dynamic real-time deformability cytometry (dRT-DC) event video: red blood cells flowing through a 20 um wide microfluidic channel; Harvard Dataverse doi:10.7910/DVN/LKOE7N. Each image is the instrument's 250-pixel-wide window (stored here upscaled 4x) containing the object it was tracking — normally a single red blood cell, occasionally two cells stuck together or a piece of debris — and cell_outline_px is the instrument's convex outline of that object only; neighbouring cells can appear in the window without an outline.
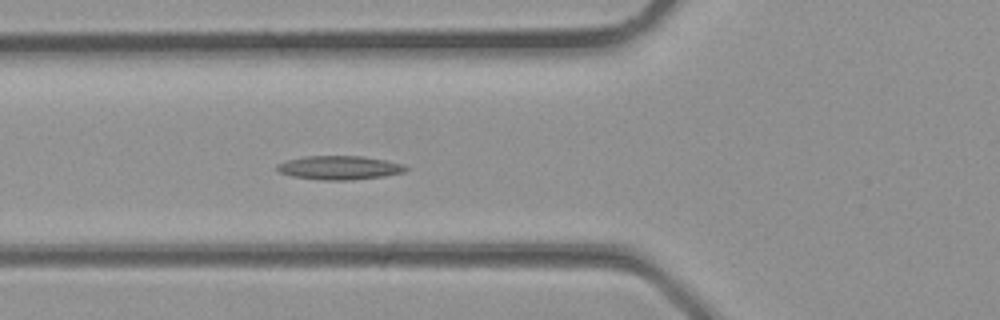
{"species": "common noctule bat (a hibernating species)", "species_latin": "Nyctalus noctula", "temperature_condition": "room temperature", "stored_images_in_passage": 28, "camera_frame_rate_fps": 3000, "um_per_image_px": 0.085, "animal": {"sex": "male", "body_mass_g": 23.1, "forearm_length_mm": 52.7}, "frame": {"image": 1, "passage_image": 6, "time_ms": 1.667, "image_size_px": [1000, 320], "cell_outline_px": [[408, 168], [404, 172], [384, 176], [352, 180], [320, 180], [292, 176], [280, 172], [276, 168], [276, 164], [288, 160], [304, 156], [364, 156], [404, 164]], "centroid_in_image_um": [28.85, 14.25], "position_along_channel_um": 97.0, "area_um2": 17.86}}
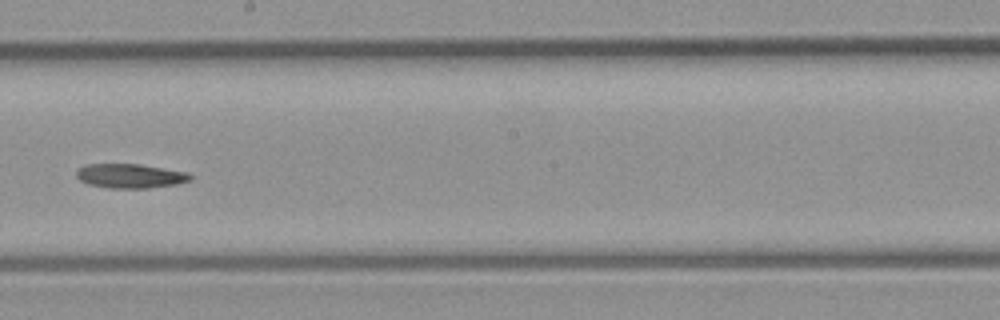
{"frame": {"image": 2, "passage_image": 13, "time_ms": 4.0, "image_size_px": [1000, 320], "cell_outline_px": [[192, 180], [176, 184], [148, 188], [108, 188], [88, 184], [80, 180], [76, 176], [76, 172], [80, 168], [88, 164], [140, 164], [188, 172], [192, 176]], "centroid_in_image_um": [11.09, 14.96], "position_along_channel_um": 237.1, "area_um2": 16.13}}
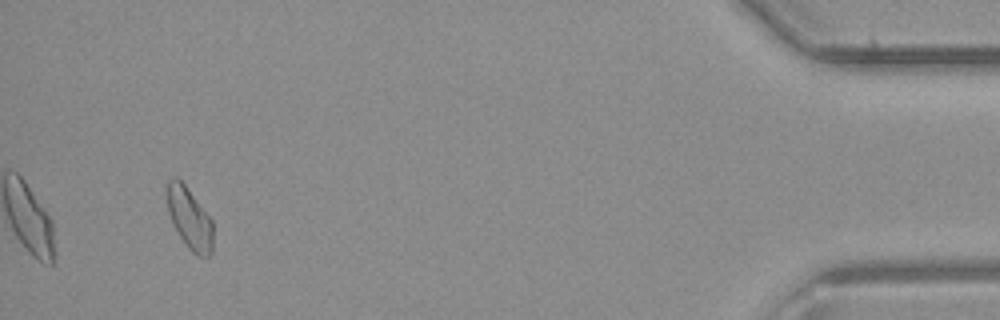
{"frame": {"image": 3, "passage_image": 26, "time_ms": 8.333, "image_size_px": [1000, 320], "cell_outline_px": [[212, 252], [208, 256], [196, 256], [188, 248], [172, 224], [168, 212], [164, 188], [168, 180], [172, 176], [176, 176], [184, 184], [212, 220]], "centroid_in_image_um": [16.05, 18.52], "position_along_channel_um": 419.1, "area_um2": 16.65}}